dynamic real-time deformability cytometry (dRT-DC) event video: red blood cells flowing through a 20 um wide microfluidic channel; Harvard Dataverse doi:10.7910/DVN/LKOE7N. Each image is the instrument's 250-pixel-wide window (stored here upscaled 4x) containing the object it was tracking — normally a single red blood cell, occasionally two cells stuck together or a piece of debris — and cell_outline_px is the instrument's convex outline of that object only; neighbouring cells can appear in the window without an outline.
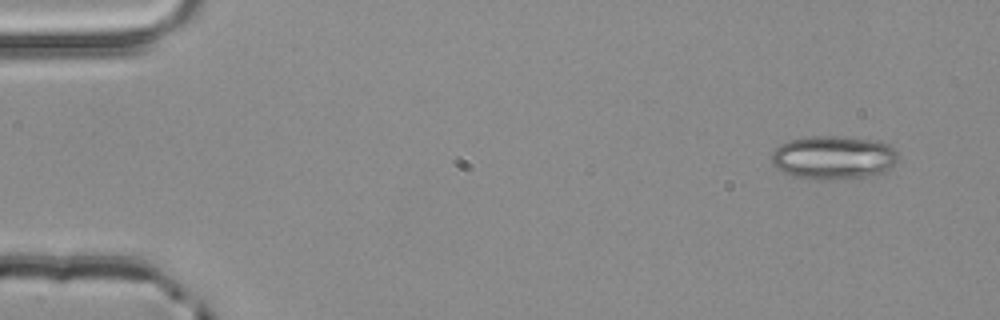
{"species": "common noctule bat (a hibernating species)", "species_latin": "Nyctalus noctula", "temperature_condition": "room temperature", "stored_images_in_passage": 3, "camera_frame_rate_fps": 3000, "um_per_image_px": 0.085, "animal": {"sex": "male", "body_mass_g": 20.4}, "frame": {"image": 1, "passage_image": 1, "time_ms": 0.0, "image_size_px": [1000, 320], "cell_outline_px": [[900, 156], [884, 172], [868, 176], [824, 180], [816, 180], [792, 176], [776, 168], [772, 164], [772, 152], [780, 144], [788, 140], [804, 136], [840, 136], [880, 140], [896, 148]], "centroid_in_image_um": [70.84, 13.37], "position_along_channel_um": 14.2, "area_um2": 32.6}}